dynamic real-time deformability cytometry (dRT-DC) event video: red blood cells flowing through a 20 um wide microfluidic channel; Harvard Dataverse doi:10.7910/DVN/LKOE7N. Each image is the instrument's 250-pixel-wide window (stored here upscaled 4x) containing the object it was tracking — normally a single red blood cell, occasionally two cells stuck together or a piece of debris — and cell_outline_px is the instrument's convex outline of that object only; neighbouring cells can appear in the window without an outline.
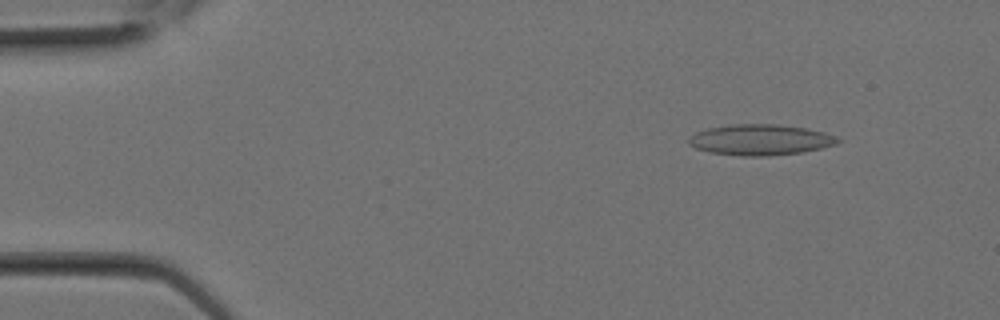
{"species": "Egyptian fruit bat (a non-hibernating species)", "species_latin": "Rousettus aegyptiacus", "temperature_condition": "room temperature", "stored_images_in_passage": 8, "camera_frame_rate_fps": 3000, "um_per_image_px": 0.085, "animal": {"sex": "female"}, "frame": {"image": 1, "passage_image": 2, "time_ms": 0.333, "image_size_px": [1000, 320], "cell_outline_px": [[844, 140], [836, 144], [804, 152], [768, 156], [740, 156], [708, 152], [696, 148], [688, 144], [688, 136], [696, 132], [708, 128], [732, 124], [780, 124], [808, 128], [824, 132], [836, 136]], "centroid_in_image_um": [64.64, 11.88], "position_along_channel_um": 20.4, "area_um2": 27.11}}
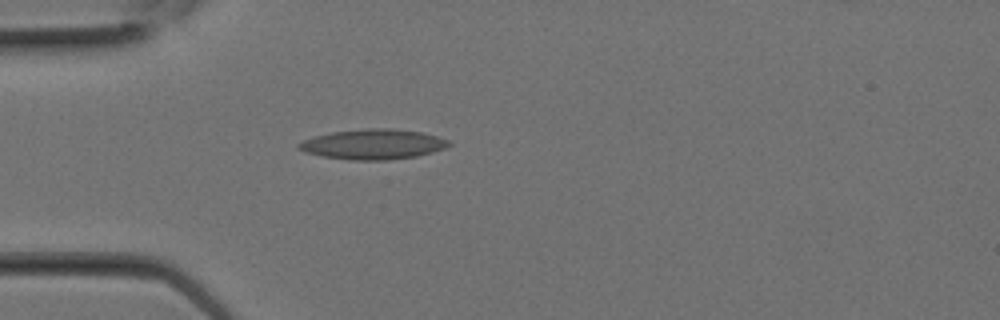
{"frame": {"image": 2, "passage_image": 6, "time_ms": 1.667, "image_size_px": [1000, 320], "cell_outline_px": [[452, 144], [444, 148], [432, 152], [416, 156], [388, 160], [348, 160], [324, 156], [304, 152], [296, 148], [296, 144], [304, 140], [316, 136], [332, 132], [368, 128], [392, 128], [424, 132], [448, 140]], "centroid_in_image_um": [31.71, 12.26], "position_along_channel_um": 53.3, "area_um2": 26.36}}
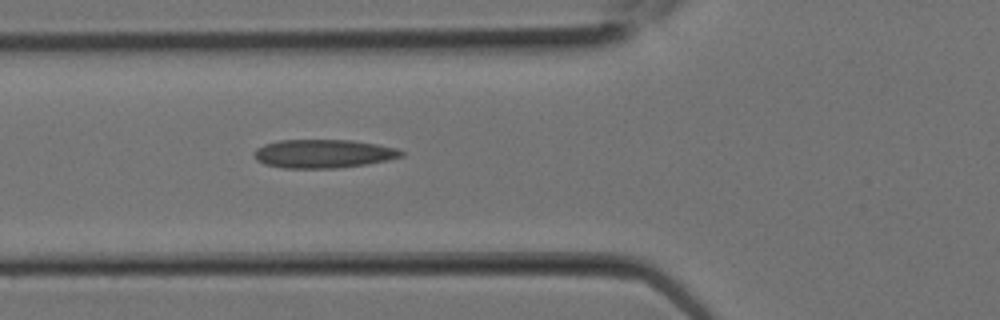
{"frame": {"image": 3, "passage_image": 8, "time_ms": 2.333, "image_size_px": [1000, 320], "cell_outline_px": [[404, 156], [388, 160], [368, 164], [336, 168], [284, 168], [264, 164], [256, 160], [252, 152], [256, 148], [264, 144], [280, 140], [352, 140], [376, 144], [396, 148], [404, 152]], "centroid_in_image_um": [27.47, 13.06], "position_along_channel_um": 98.3, "area_um2": 24.62}}